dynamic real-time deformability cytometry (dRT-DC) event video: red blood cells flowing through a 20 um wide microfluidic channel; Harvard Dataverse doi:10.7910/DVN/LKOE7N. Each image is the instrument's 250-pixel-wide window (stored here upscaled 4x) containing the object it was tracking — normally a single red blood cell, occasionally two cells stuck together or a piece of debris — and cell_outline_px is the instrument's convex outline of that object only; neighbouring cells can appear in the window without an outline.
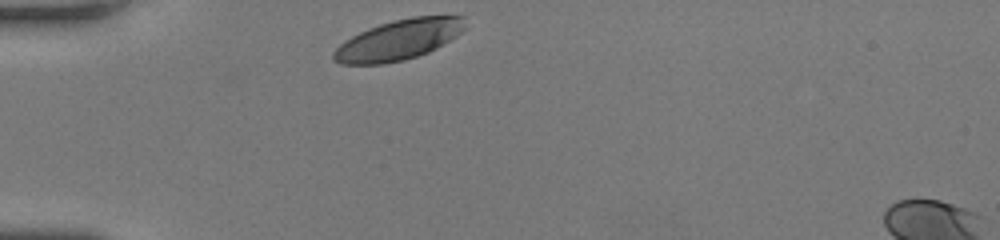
{"species": "human", "species_latin": "Homo sapiens", "temperature_condition": "room temperature", "stored_images_in_passage": 32, "camera_frame_rate_fps": 3000, "um_per_image_px": 0.085, "donor": {"sex": "female"}, "frame": {"image": 1, "passage_image": 1, "time_ms": 0.0, "image_size_px": [1000, 240], "cell_outline_px": [[464, 28], [456, 36], [436, 48], [428, 52], [404, 60], [384, 64], [340, 64], [332, 60], [332, 52], [344, 40], [368, 28], [392, 20], [412, 16], [464, 16]], "centroid_in_image_um": [33.83, 3.39], "position_along_channel_um": 51.2, "area_um2": 30.75}}
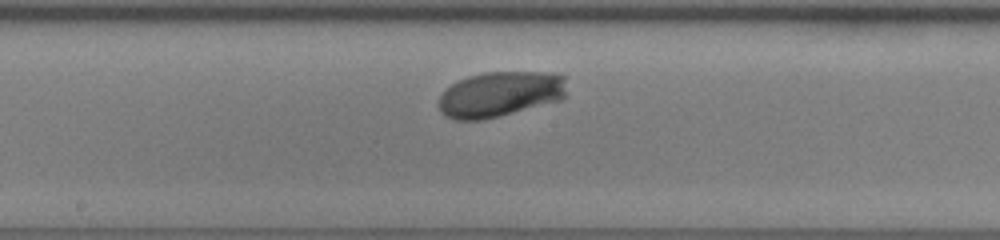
{"frame": {"image": 2, "passage_image": 16, "time_ms": 5.0, "image_size_px": [1000, 240], "cell_outline_px": [[564, 96], [560, 100], [484, 120], [456, 120], [444, 116], [440, 112], [436, 104], [444, 88], [468, 76], [484, 72], [540, 72], [564, 76]], "centroid_in_image_um": [42.4, 8.02], "position_along_channel_um": 205.8, "area_um2": 33.87}}
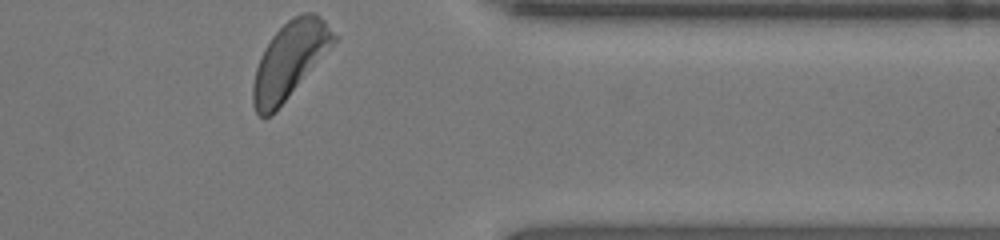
{"frame": {"image": 3, "passage_image": 32, "time_ms": 10.333, "image_size_px": [1000, 240], "cell_outline_px": [[340, 36], [276, 112], [268, 116], [260, 116], [256, 112], [252, 104], [252, 84], [256, 68], [260, 56], [264, 48], [272, 36], [292, 16], [304, 12], [316, 12]], "centroid_in_image_um": [24.62, 5.1], "position_along_channel_um": 386.8, "area_um2": 35.84}, "authors_computed_cell_mechanics": {"area_um2": 33.2639, "velocity_mm_per_s": 3.567, "shape_relaxation_time_tau1_ms": 2.9523, "shape_relaxation_time_tau2_ms": null, "deformation_change_tau1": 0.1589, "deformation_change_tau2": null}}